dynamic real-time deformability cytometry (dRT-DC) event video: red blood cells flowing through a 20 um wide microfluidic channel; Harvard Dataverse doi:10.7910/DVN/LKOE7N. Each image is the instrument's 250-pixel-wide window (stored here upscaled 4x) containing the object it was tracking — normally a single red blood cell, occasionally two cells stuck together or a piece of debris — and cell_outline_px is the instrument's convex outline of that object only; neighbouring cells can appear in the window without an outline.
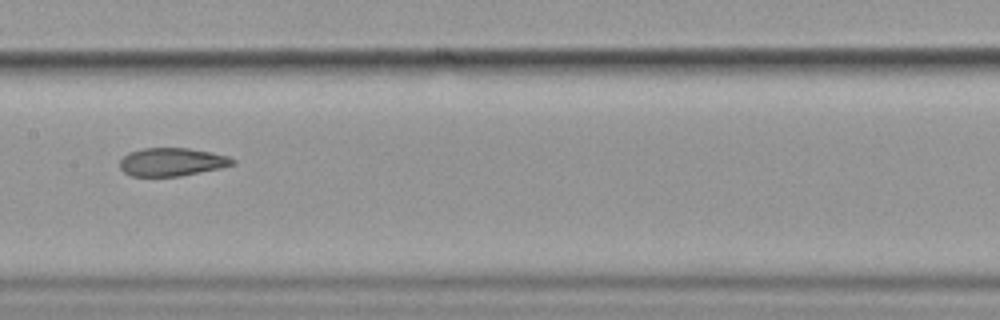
{"species": "common noctule bat (a hibernating species)", "species_latin": "Nyctalus noctula", "temperature_condition": "cold", "stored_images_in_passage": 9, "camera_frame_rate_fps": 3000, "um_per_image_px": 0.085, "animal": {"sex": "female", "body_mass_g": 19.9}, "frame": {"image": 1, "passage_image": 6, "time_ms": 5.667, "image_size_px": [1000, 320], "cell_outline_px": [[236, 164], [220, 168], [180, 176], [132, 176], [124, 172], [120, 168], [120, 160], [128, 152], [144, 148], [188, 148], [212, 152], [228, 156], [236, 160]], "centroid_in_image_um": [14.62, 13.76], "position_along_channel_um": 192.8, "area_um2": 18.55}}
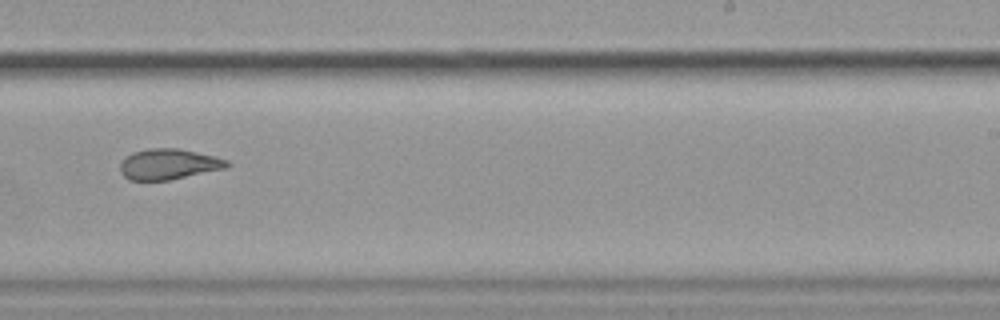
{"frame": {"image": 2, "passage_image": 8, "time_ms": 8.0, "image_size_px": [1000, 320], "cell_outline_px": [[232, 164], [228, 168], [168, 180], [128, 180], [120, 172], [120, 164], [132, 152], [148, 148], [180, 148], [216, 156], [228, 160]], "centroid_in_image_um": [14.38, 13.95], "position_along_channel_um": 274.6, "area_um2": 19.25}}
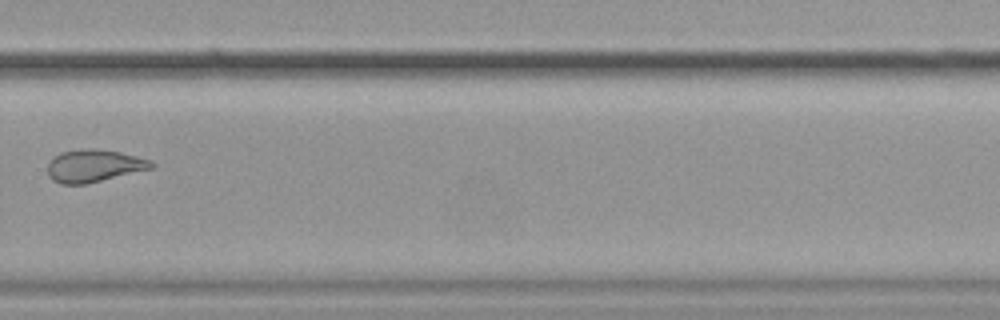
{"frame": {"image": 3, "passage_image": 9, "time_ms": 9.333, "image_size_px": [1000, 320], "cell_outline_px": [[156, 164], [152, 168], [84, 184], [60, 184], [52, 180], [48, 176], [48, 164], [60, 152], [80, 148], [92, 148], [120, 152], [152, 160]], "centroid_in_image_um": [7.98, 14.08], "position_along_channel_um": 321.8, "area_um2": 19.54}}